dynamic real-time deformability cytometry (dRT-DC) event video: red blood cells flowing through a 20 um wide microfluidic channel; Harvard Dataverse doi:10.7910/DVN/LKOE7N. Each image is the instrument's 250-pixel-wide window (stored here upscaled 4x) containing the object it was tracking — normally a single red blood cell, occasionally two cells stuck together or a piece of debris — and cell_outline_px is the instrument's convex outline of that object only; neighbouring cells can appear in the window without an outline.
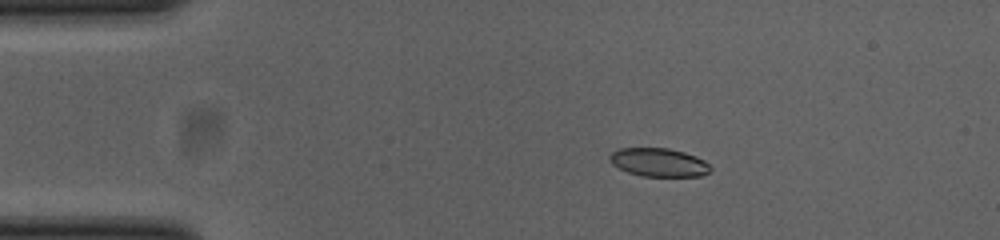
{"species": "common noctule bat (a hibernating species)", "species_latin": "Nyctalus noctula", "temperature_condition": "cold", "stored_images_in_passage": 44, "camera_frame_rate_fps": 3000, "um_per_image_px": 0.085, "animal": {"sex": "female", "body_mass_g": 23.0, "forearm_length_mm": 53.4}, "frame": {"image": 1, "passage_image": 1, "time_ms": 0.0, "image_size_px": [1000, 240], "cell_outline_px": [[712, 168], [708, 172], [700, 176], [644, 176], [628, 172], [612, 164], [608, 160], [608, 156], [612, 152], [620, 148], [668, 148], [684, 152], [696, 156], [704, 160]], "centroid_in_image_um": [55.98, 13.79], "position_along_channel_um": 29.0, "area_um2": 16.65}}
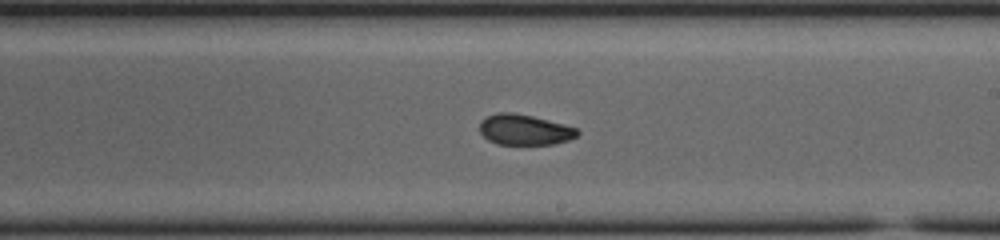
{"frame": {"image": 2, "passage_image": 22, "time_ms": 7.0, "image_size_px": [1000, 240], "cell_outline_px": [[580, 132], [576, 136], [568, 140], [552, 144], [496, 144], [488, 140], [480, 132], [480, 120], [496, 112], [512, 112], [532, 116], [564, 124], [576, 128]], "centroid_in_image_um": [44.56, 11.02], "position_along_channel_um": 244.4, "area_um2": 17.34}}
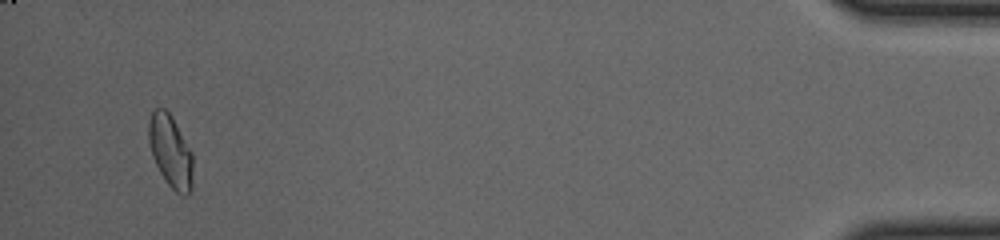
{"frame": {"image": 3, "passage_image": 42, "time_ms": 13.667, "image_size_px": [1000, 240], "cell_outline_px": [[192, 188], [188, 196], [184, 196], [176, 192], [168, 184], [160, 172], [152, 156], [148, 140], [148, 120], [152, 112], [156, 108], [164, 108], [172, 116], [192, 152]], "centroid_in_image_um": [14.49, 12.86], "position_along_channel_um": 420.7, "area_um2": 18.73}, "authors_computed_cell_mechanics": {"area_um2": 17.918, "velocity_mm_per_s": 3.8633, "shape_relaxation_time_tau1_ms": null, "shape_relaxation_time_tau2_ms": 2.4639, "deformation_change_tau1": null, "deformation_change_tau2": 0.058}}